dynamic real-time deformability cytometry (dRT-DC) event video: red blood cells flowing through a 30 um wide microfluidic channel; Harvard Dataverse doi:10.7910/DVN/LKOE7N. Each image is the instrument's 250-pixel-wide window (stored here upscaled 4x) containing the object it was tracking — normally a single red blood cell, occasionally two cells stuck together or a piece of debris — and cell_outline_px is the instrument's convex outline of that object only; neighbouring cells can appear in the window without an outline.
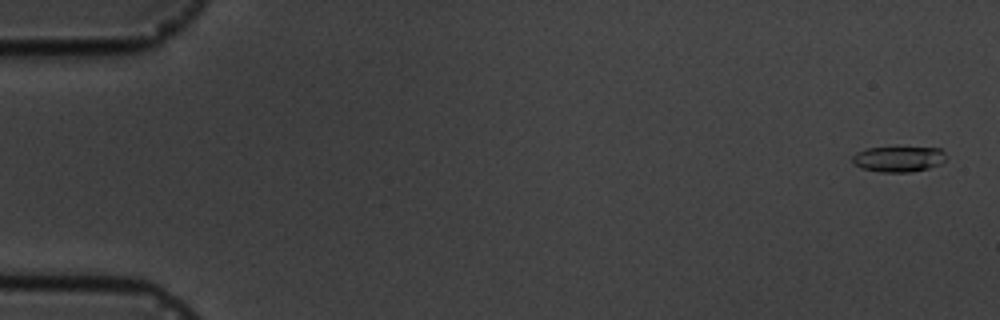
{"species": "common noctule bat (a hibernating species)", "species_latin": "Nyctalus noctula", "temperature_condition": "cold", "stored_images_in_passage": 5, "camera_frame_rate_fps": 3000, "um_per_image_px": 0.085, "animal": {"sex": "male", "body_mass_g": 19.5, "forearm_length_mm": 54.6}, "frame": {"image": 1, "passage_image": 1, "time_ms": 0.0, "image_size_px": [1000, 320], "cell_outline_px": [[948, 160], [940, 164], [928, 168], [912, 172], [880, 172], [860, 168], [852, 164], [852, 156], [856, 152], [864, 148], [940, 148], [944, 152]], "centroid_in_image_um": [76.35, 13.53], "position_along_channel_um": 8.6, "area_um2": 14.1}}
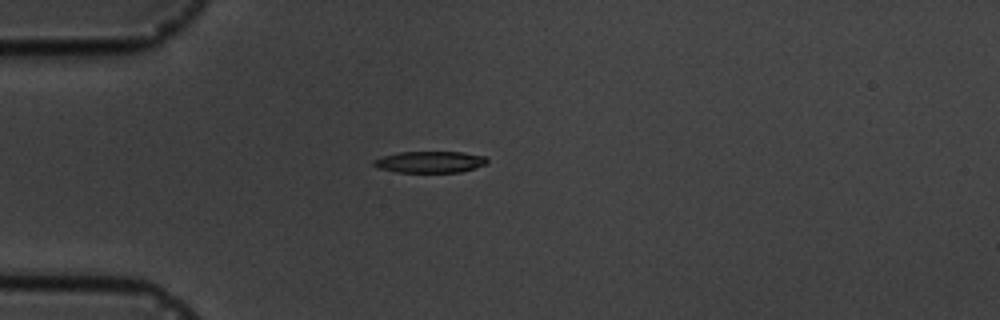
{"frame": {"image": 2, "passage_image": 5, "time_ms": 4.667, "image_size_px": [1000, 320], "cell_outline_px": [[488, 164], [460, 172], [396, 172], [380, 168], [372, 164], [372, 160], [384, 156], [400, 152], [464, 152], [484, 156], [488, 160]], "centroid_in_image_um": [36.57, 13.76], "position_along_channel_um": 48.4, "area_um2": 14.16}}